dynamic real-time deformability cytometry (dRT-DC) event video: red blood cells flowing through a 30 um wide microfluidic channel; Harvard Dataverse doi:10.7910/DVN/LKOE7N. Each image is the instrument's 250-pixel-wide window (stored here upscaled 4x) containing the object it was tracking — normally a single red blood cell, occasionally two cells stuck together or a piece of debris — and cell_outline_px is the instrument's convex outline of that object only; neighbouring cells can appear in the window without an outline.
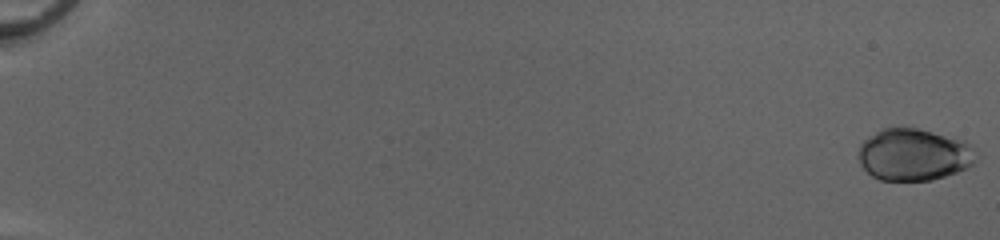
{"species": "common noctule bat (a hibernating species)", "species_latin": "Nyctalus noctula", "temperature_condition": "cold", "stored_images_in_passage": 53, "camera_frame_rate_fps": 3000, "um_per_image_px": 0.085, "animal": {"sex": "female", "body_mass_g": 20.0, "forearm_length_mm": 54.0}, "frame": {"image": 1, "passage_image": 1, "time_ms": 0.0, "image_size_px": [1000, 240], "cell_outline_px": [[980, 156], [968, 168], [932, 180], [880, 180], [872, 176], [860, 164], [856, 156], [860, 144], [868, 136], [880, 128], [916, 128], [964, 140], [972, 144]], "centroid_in_image_um": [77.68, 13.14], "position_along_channel_um": 7.3, "area_um2": 36.07}}
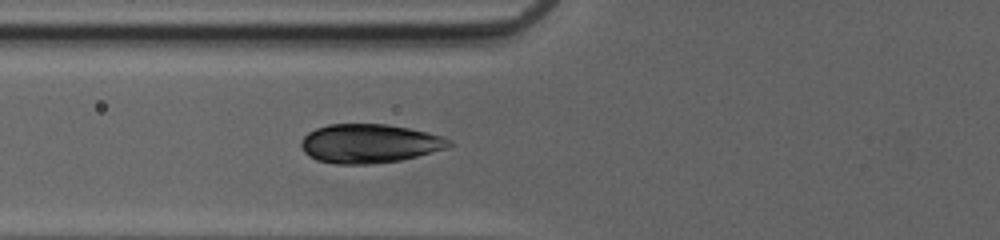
{"frame": {"image": 2, "passage_image": 23, "time_ms": 7.333, "image_size_px": [1000, 240], "cell_outline_px": [[452, 144], [448, 148], [400, 160], [372, 164], [336, 164], [316, 160], [308, 156], [304, 152], [300, 144], [300, 140], [308, 132], [316, 128], [328, 124], [388, 124], [428, 132], [440, 136], [448, 140]], "centroid_in_image_um": [31.35, 12.2], "position_along_channel_um": 94.5, "area_um2": 33.58}}
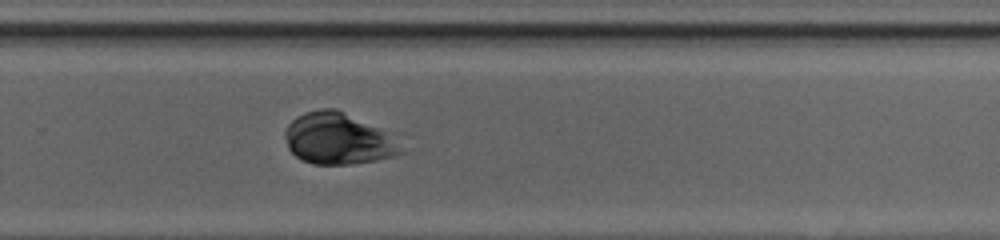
{"frame": {"image": 3, "passage_image": 38, "time_ms": 12.333, "image_size_px": [1000, 240], "cell_outline_px": [[404, 152], [396, 156], [376, 160], [352, 164], [312, 164], [296, 156], [288, 148], [284, 136], [284, 132], [288, 124], [296, 116], [304, 112], [320, 108], [336, 108], [376, 128]], "centroid_in_image_um": [28.6, 11.79], "position_along_channel_um": 301.2, "area_um2": 33.76}}